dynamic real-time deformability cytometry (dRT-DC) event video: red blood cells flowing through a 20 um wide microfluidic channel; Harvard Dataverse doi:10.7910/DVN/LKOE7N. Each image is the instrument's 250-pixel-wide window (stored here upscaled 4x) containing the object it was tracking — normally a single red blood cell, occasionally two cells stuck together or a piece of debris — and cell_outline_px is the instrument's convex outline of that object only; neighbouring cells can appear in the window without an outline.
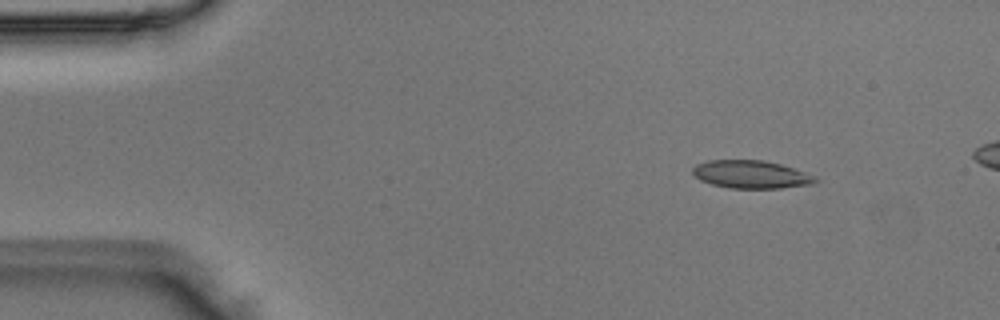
{"species": "Egyptian fruit bat (a non-hibernating species)", "species_latin": "Rousettus aegyptiacus", "temperature_condition": "room temperature", "stored_images_in_passage": 12, "camera_frame_rate_fps": 3000, "um_per_image_px": 0.085, "animal": {"sex": "male"}, "frame": {"image": 1, "passage_image": 3, "time_ms": 0.667, "image_size_px": [1000, 320], "cell_outline_px": [[820, 180], [816, 184], [780, 188], [728, 188], [712, 184], [700, 180], [692, 172], [692, 168], [696, 164], [708, 160], [764, 160], [780, 164], [816, 176]], "centroid_in_image_um": [63.86, 14.83], "position_along_channel_um": 21.1, "area_um2": 20.06}}